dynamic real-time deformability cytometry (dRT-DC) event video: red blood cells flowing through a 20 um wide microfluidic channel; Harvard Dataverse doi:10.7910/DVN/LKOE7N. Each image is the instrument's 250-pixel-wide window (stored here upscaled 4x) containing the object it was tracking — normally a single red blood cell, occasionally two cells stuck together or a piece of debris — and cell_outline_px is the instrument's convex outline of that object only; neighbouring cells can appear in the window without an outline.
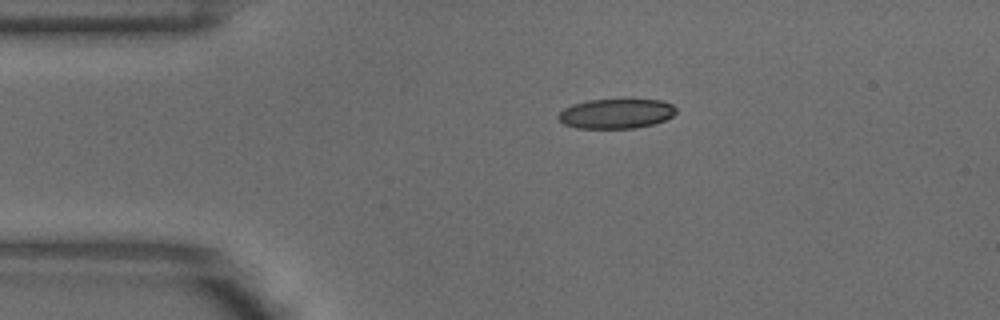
{"species": "common noctule bat (a hibernating species)", "species_latin": "Nyctalus noctula", "temperature_condition": "warm", "stored_images_in_passage": 1, "camera_frame_rate_fps": 3000, "um_per_image_px": 0.085, "animal": {"sex": "male", "body_mass_g": 18.8}, "frame": {"image": 1, "passage_image": 1, "time_ms": 0.0, "image_size_px": [1000, 320], "cell_outline_px": [[676, 112], [672, 116], [664, 120], [652, 124], [636, 128], [576, 128], [564, 124], [556, 116], [564, 108], [572, 104], [588, 100], [660, 100], [672, 104], [676, 108]], "centroid_in_image_um": [52.35, 9.66], "position_along_channel_um": 32.7, "area_um2": 20.29}}